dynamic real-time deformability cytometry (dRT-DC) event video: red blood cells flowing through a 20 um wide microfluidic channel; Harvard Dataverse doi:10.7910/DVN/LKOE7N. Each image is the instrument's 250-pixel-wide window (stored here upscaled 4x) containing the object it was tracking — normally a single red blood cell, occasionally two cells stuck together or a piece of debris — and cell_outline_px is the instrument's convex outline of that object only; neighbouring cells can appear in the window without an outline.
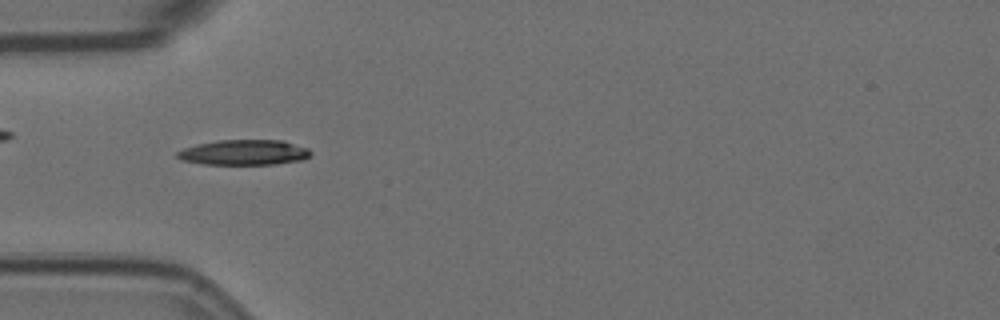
{"species": "Egyptian fruit bat (a non-hibernating species)", "species_latin": "Rousettus aegyptiacus", "temperature_condition": "room temperature", "stored_images_in_passage": 3, "camera_frame_rate_fps": 3000, "um_per_image_px": 0.085, "animal": {"sex": "female"}, "frame": {"image": 1, "passage_image": 2, "time_ms": 0.333, "image_size_px": [1000, 320], "cell_outline_px": [[312, 152], [308, 156], [300, 160], [276, 164], [204, 164], [180, 160], [176, 156], [176, 152], [184, 148], [196, 144], [220, 140], [284, 140], [308, 148]], "centroid_in_image_um": [20.72, 12.95], "position_along_channel_um": 64.3, "area_um2": 19.65}}
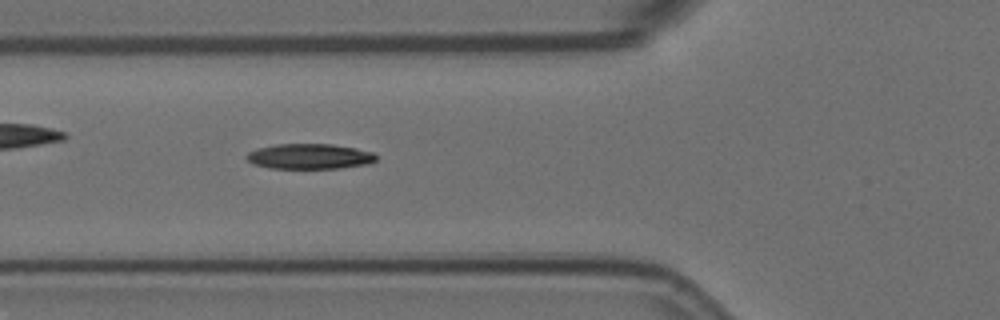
{"frame": {"image": 2, "passage_image": 3, "time_ms": 0.667, "image_size_px": [1000, 320], "cell_outline_px": [[376, 160], [368, 164], [340, 168], [268, 168], [252, 164], [244, 156], [248, 152], [256, 148], [276, 144], [332, 144], [356, 148], [372, 152], [376, 156]], "centroid_in_image_um": [26.27, 13.29], "position_along_channel_um": 99.5, "area_um2": 19.19}}